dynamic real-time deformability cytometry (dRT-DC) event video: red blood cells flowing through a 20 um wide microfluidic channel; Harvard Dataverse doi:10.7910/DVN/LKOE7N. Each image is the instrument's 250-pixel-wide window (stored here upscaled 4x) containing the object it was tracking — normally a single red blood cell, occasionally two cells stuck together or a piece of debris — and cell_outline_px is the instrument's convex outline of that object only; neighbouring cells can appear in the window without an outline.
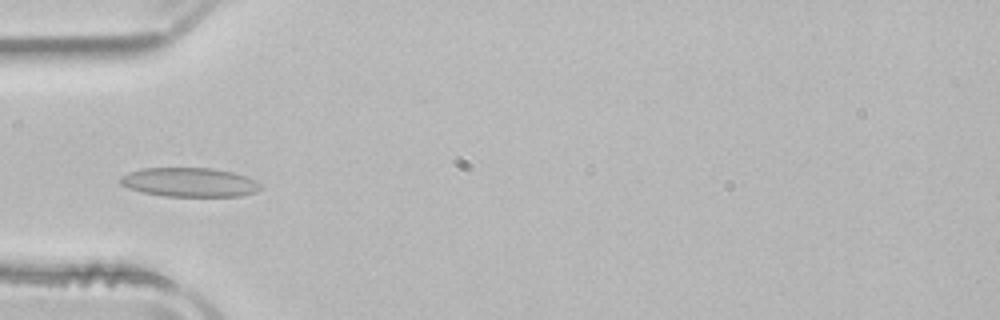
{"species": "common noctule bat (a hibernating species)", "species_latin": "Nyctalus noctula", "temperature_condition": "room temperature", "stored_images_in_passage": 40, "camera_frame_rate_fps": 3000, "um_per_image_px": 0.085, "animal": {"sex": "male", "body_mass_g": 21.5, "forearm_length_mm": 52.0}, "frame": {"image": 1, "passage_image": 5, "time_ms": 1.333, "image_size_px": [1000, 320], "cell_outline_px": [[264, 188], [256, 192], [240, 196], [164, 196], [144, 192], [128, 188], [120, 184], [116, 180], [120, 176], [128, 172], [144, 168], [212, 168], [232, 172], [256, 180], [264, 184]], "centroid_in_image_um": [16.12, 15.49], "position_along_channel_um": 68.9, "area_um2": 24.04}}
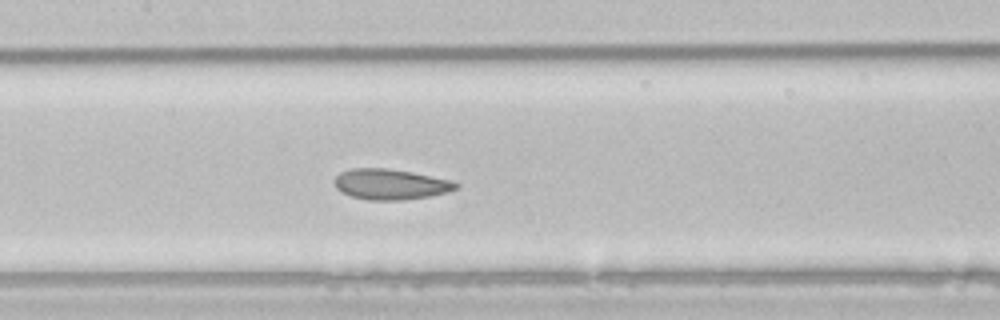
{"frame": {"image": 2, "passage_image": 13, "time_ms": 4.0, "image_size_px": [1000, 320], "cell_outline_px": [[460, 188], [448, 192], [428, 196], [404, 200], [368, 200], [352, 196], [336, 188], [336, 176], [340, 172], [352, 168], [388, 168], [412, 172], [452, 180], [460, 184]], "centroid_in_image_um": [33.25, 15.66], "position_along_channel_um": 174.1, "area_um2": 21.62}}
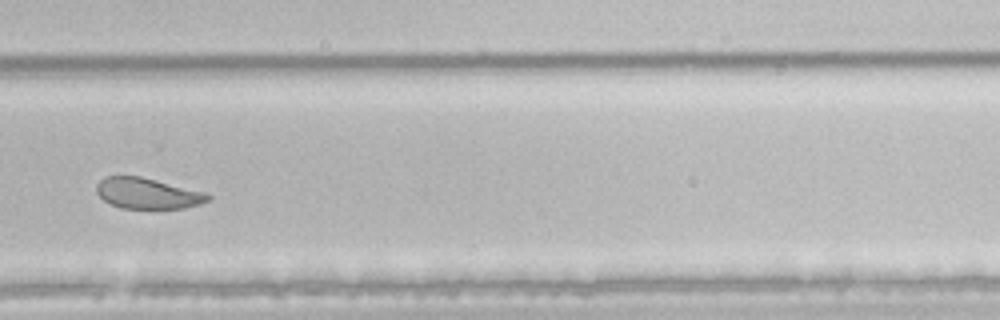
{"frame": {"image": 3, "passage_image": 24, "time_ms": 7.667, "image_size_px": [1000, 320], "cell_outline_px": [[212, 196], [208, 200], [200, 204], [184, 208], [120, 208], [104, 200], [96, 192], [96, 184], [104, 176], [140, 176], [204, 192]], "centroid_in_image_um": [12.51, 16.43], "position_along_channel_um": 317.3, "area_um2": 19.83}, "authors_computed_cell_mechanics": {"area_um2": 22.1085, "velocity_mm_per_s": 3.9223, "shape_relaxation_time_tau1_ms": 5.6226, "shape_relaxation_time_tau2_ms": 0.8621, "deformation_change_tau1": 0.1341, "deformation_change_tau2": 0.0502}}